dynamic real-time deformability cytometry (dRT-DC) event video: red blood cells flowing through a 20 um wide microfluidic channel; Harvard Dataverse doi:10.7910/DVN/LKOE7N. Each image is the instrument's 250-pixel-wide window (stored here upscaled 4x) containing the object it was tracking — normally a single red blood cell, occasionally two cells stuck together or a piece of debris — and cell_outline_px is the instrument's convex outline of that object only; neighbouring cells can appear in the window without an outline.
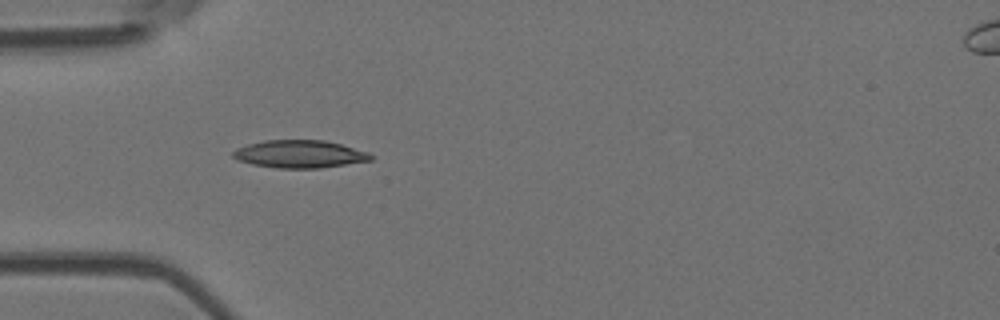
{"species": "Egyptian fruit bat (a non-hibernating species)", "species_latin": "Rousettus aegyptiacus", "temperature_condition": "room temperature", "stored_images_in_passage": 3, "camera_frame_rate_fps": 3000, "um_per_image_px": 0.085, "animal": {"sex": "female"}, "frame": {"image": 1, "passage_image": 2, "time_ms": 1.333, "image_size_px": [1000, 320], "cell_outline_px": [[372, 160], [320, 168], [276, 168], [252, 164], [236, 160], [232, 156], [232, 152], [236, 148], [248, 144], [264, 140], [324, 140], [340, 144], [368, 152], [372, 156]], "centroid_in_image_um": [25.42, 13.09], "position_along_channel_um": 59.6, "area_um2": 22.2}}
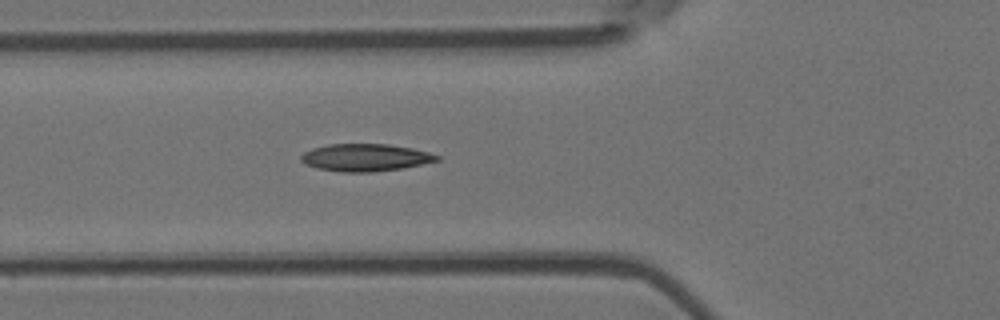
{"frame": {"image": 2, "passage_image": 3, "time_ms": 2.333, "image_size_px": [1000, 320], "cell_outline_px": [[440, 160], [404, 168], [372, 172], [340, 172], [316, 168], [304, 164], [300, 160], [300, 156], [304, 152], [312, 148], [328, 144], [388, 144], [412, 148], [428, 152], [440, 156]], "centroid_in_image_um": [31.03, 13.39], "position_along_channel_um": 94.8, "area_um2": 21.85}}